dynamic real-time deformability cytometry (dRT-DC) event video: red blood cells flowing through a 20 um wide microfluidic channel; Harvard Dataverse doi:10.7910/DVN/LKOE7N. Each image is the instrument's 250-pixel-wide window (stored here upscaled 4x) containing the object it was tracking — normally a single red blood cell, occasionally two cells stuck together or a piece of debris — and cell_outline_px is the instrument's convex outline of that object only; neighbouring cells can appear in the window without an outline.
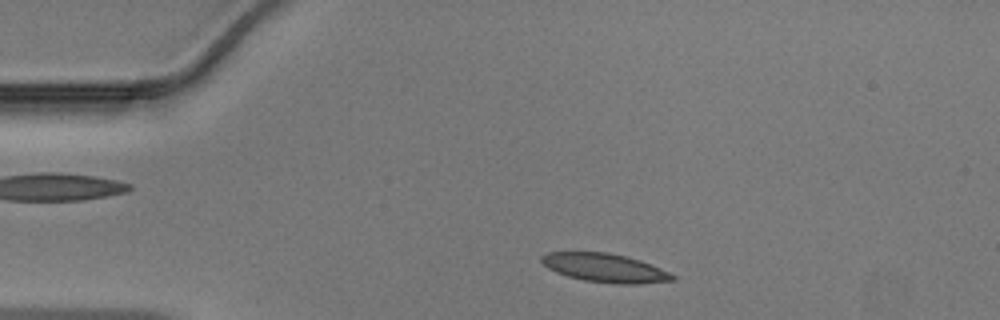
{"species": "Egyptian fruit bat (a non-hibernating species)", "species_latin": "Rousettus aegyptiacus", "temperature_condition": "warm", "stored_images_in_passage": 33, "camera_frame_rate_fps": 3000, "um_per_image_px": 0.085, "animal": {"sex": "male"}, "frame": {"image": 1, "passage_image": 1, "time_ms": 0.0, "image_size_px": [1000, 320], "cell_outline_px": [[676, 280], [640, 284], [612, 284], [584, 280], [568, 276], [556, 272], [548, 268], [540, 260], [540, 256], [548, 252], [608, 252], [628, 256], [640, 260], [660, 268], [676, 276]], "centroid_in_image_um": [51.43, 22.77], "position_along_channel_um": 33.6, "area_um2": 22.02}}
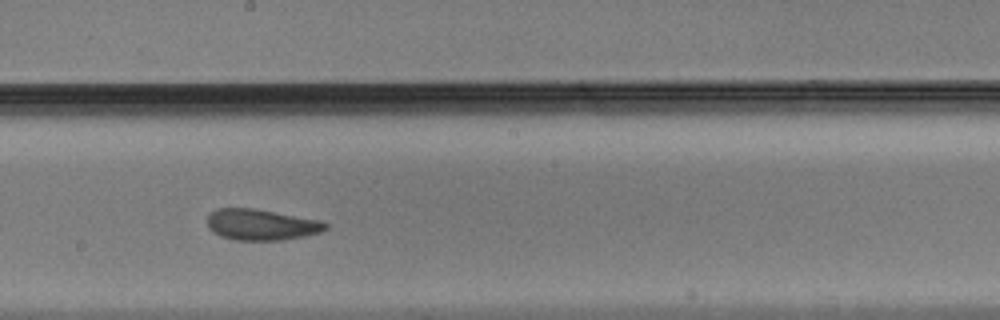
{"frame": {"image": 2, "passage_image": 18, "time_ms": 5.667, "image_size_px": [1000, 320], "cell_outline_px": [[328, 228], [320, 232], [304, 236], [284, 240], [236, 240], [220, 236], [212, 232], [208, 228], [208, 216], [216, 208], [256, 208], [320, 220], [328, 224]], "centroid_in_image_um": [22.21, 19.09], "position_along_channel_um": 226.0, "area_um2": 21.5}}
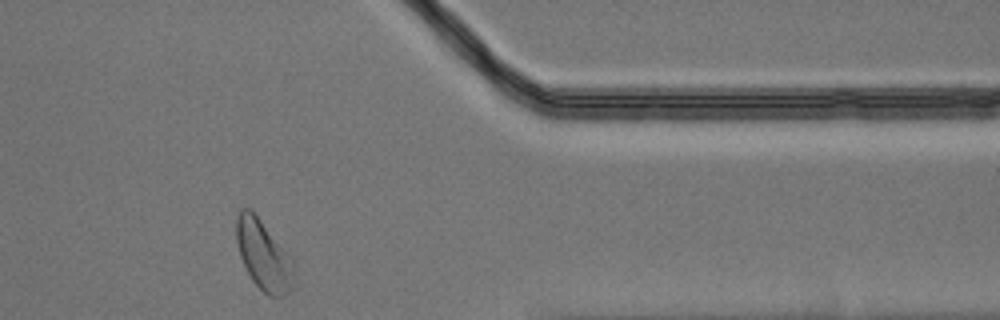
{"frame": {"image": 3, "passage_image": 31, "time_ms": 10.0, "image_size_px": [1000, 320], "cell_outline_px": [[296, 264], [292, 288], [284, 296], [268, 296], [252, 280], [240, 256], [236, 240], [236, 216], [240, 208], [248, 208], [260, 220]], "centroid_in_image_um": [22.4, 21.72], "position_along_channel_um": 389.0, "area_um2": 23.12}}